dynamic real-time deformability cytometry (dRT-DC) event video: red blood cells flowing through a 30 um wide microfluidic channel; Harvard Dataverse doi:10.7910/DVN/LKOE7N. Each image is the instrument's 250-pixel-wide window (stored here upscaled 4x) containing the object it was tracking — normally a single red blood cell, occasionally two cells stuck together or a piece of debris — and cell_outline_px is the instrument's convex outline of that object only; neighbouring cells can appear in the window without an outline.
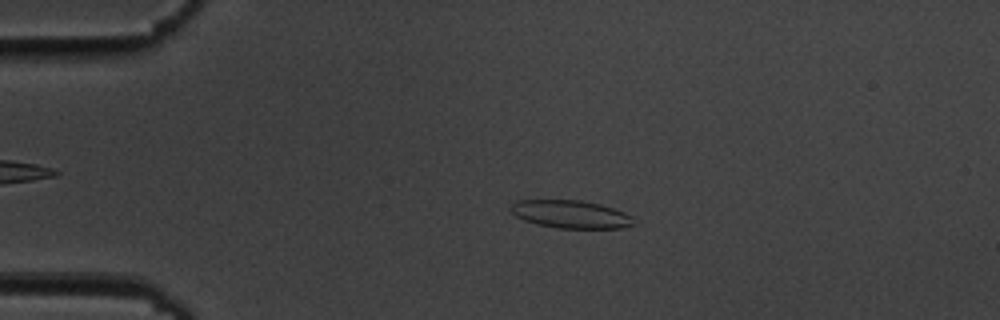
{"species": "common noctule bat (a hibernating species)", "species_latin": "Nyctalus noctula", "temperature_condition": "cold", "stored_images_in_passage": 54, "camera_frame_rate_fps": 3000, "um_per_image_px": 0.085, "animal": {"sex": "male", "body_mass_g": 19.5, "forearm_length_mm": 54.6}, "frame": {"image": 1, "passage_image": 11, "time_ms": 3.333, "image_size_px": [1000, 320], "cell_outline_px": [[636, 224], [620, 228], [556, 228], [536, 224], [524, 220], [516, 216], [512, 212], [512, 204], [516, 200], [580, 200], [600, 204], [624, 212], [632, 216]], "centroid_in_image_um": [48.53, 18.21], "position_along_channel_um": 36.5, "area_um2": 19.94}}
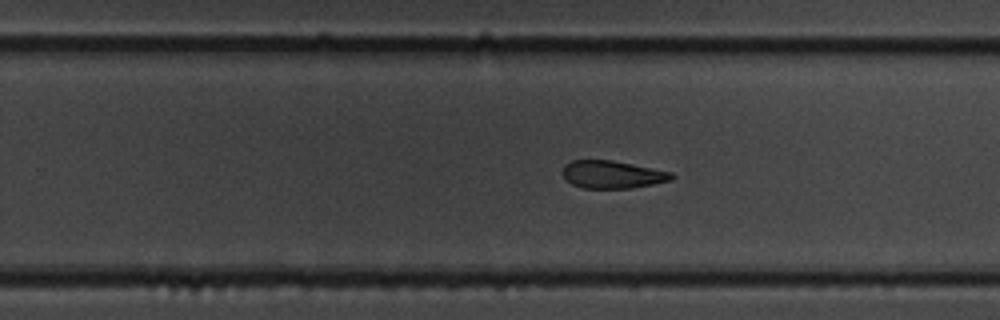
{"frame": {"image": 2, "passage_image": 34, "time_ms": 11.0, "image_size_px": [1000, 320], "cell_outline_px": [[676, 176], [672, 180], [632, 188], [584, 188], [572, 184], [564, 176], [564, 164], [572, 160], [612, 160], [672, 172]], "centroid_in_image_um": [52.08, 14.83], "position_along_channel_um": 277.7, "area_um2": 17.46}}
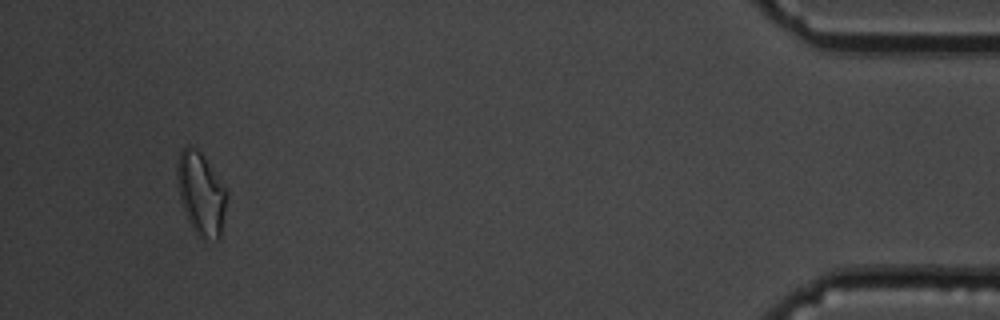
{"frame": {"image": 3, "passage_image": 51, "time_ms": 16.667, "image_size_px": [1000, 320], "cell_outline_px": [[228, 196], [220, 240], [200, 240], [196, 236], [184, 212], [180, 200], [176, 180], [176, 160], [180, 148], [188, 144], [196, 148], [204, 156], [228, 192]], "centroid_in_image_um": [17.07, 16.47], "position_along_channel_um": 418.1, "area_um2": 24.74}, "authors_computed_cell_mechanics": {"area_um2": 19.9121, "velocity_mm_per_s": 3.6617, "shape_relaxation_time_tau1_ms": 7.4388, "shape_relaxation_time_tau2_ms": 9.6749, "deformation_change_tau1": 0.1605, "deformation_change_tau2": 0.2097}}